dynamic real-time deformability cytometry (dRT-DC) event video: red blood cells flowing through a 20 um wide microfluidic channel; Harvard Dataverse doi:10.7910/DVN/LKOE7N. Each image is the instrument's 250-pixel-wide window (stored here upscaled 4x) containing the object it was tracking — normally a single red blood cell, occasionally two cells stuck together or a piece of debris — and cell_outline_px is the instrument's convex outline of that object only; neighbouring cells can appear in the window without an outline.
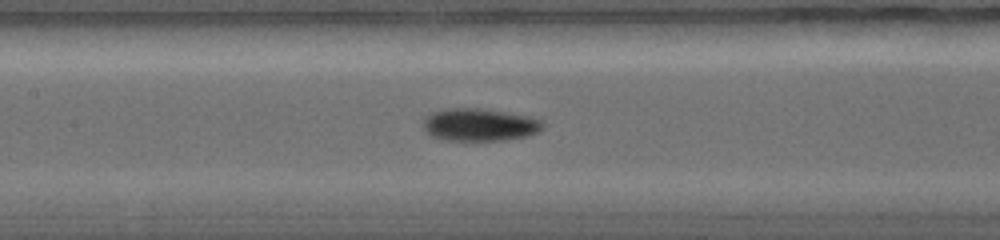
{"species": "common noctule bat (a hibernating species)", "species_latin": "Nyctalus noctula", "temperature_condition": "warm", "stored_images_in_passage": 22, "camera_frame_rate_fps": 5000, "um_per_image_px": 0.085, "animal": {"sex": "female", "body_mass_g": 19.0, "forearm_length_mm": 56.7}, "frame": {"image": 1, "passage_image": 7, "time_ms": 4.2, "image_size_px": [1000, 240], "cell_outline_px": [[544, 128], [528, 136], [504, 140], [448, 140], [432, 136], [424, 128], [424, 116], [432, 112], [444, 108], [480, 108], [532, 116], [544, 120]], "centroid_in_image_um": [40.81, 10.58], "position_along_channel_um": 166.6, "area_um2": 22.89}}
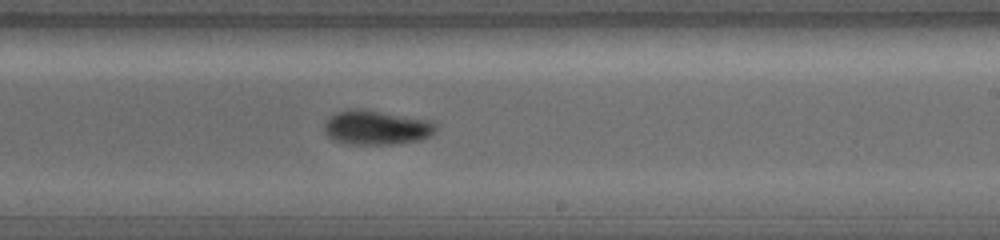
{"frame": {"image": 2, "passage_image": 11, "time_ms": 6.0, "image_size_px": [1000, 240], "cell_outline_px": [[436, 132], [432, 136], [420, 140], [392, 144], [348, 144], [332, 140], [324, 132], [324, 120], [328, 116], [336, 112], [352, 108], [364, 108], [436, 120]], "centroid_in_image_um": [32.02, 10.81], "position_along_channel_um": 257.0, "area_um2": 23.24}}
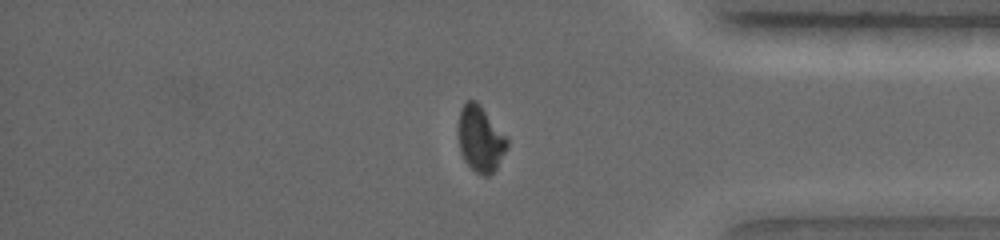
{"frame": {"image": 3, "passage_image": 19, "time_ms": 9.0, "image_size_px": [1000, 240], "cell_outline_px": [[508, 148], [496, 168], [488, 176], [484, 176], [476, 172], [464, 160], [460, 152], [460, 108], [468, 100], [476, 100], [480, 104], [508, 136]], "centroid_in_image_um": [40.89, 11.8], "position_along_channel_um": 394.3, "area_um2": 18.67}}